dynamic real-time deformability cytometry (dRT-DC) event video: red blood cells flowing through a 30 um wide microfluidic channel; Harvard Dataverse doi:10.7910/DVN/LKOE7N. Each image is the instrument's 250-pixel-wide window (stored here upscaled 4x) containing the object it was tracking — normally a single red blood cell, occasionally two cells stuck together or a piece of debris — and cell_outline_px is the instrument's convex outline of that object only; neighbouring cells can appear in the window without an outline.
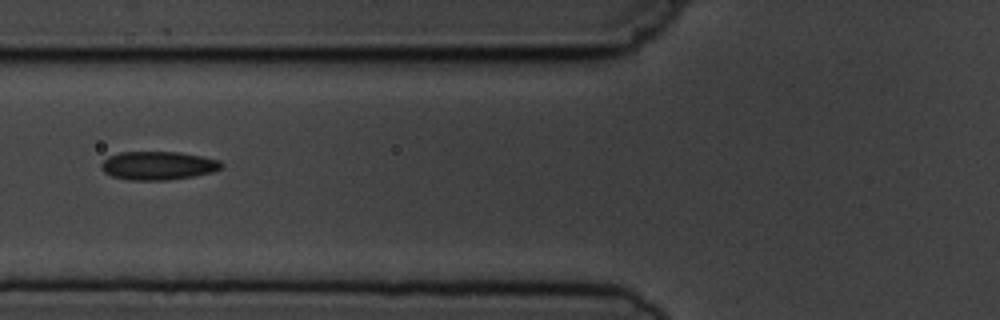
{"species": "common noctule bat (a hibernating species)", "species_latin": "Nyctalus noctula", "temperature_condition": "cold", "stored_images_in_passage": 2, "camera_frame_rate_fps": 3000, "um_per_image_px": 0.085, "animal": {"sex": "male", "body_mass_g": 19.5, "forearm_length_mm": 54.6}, "frame": {"image": 1, "passage_image": 2, "time_ms": 1.0, "image_size_px": [1000, 320], "cell_outline_px": [[224, 164], [220, 168], [212, 172], [192, 176], [168, 180], [128, 180], [112, 176], [104, 172], [100, 168], [100, 164], [108, 156], [120, 152], [180, 152], [220, 160]], "centroid_in_image_um": [13.41, 14.07], "position_along_channel_um": 112.4, "area_um2": 19.94}}